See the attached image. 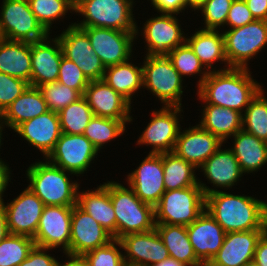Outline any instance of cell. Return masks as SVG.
Returning <instances> with one entry per match:
<instances>
[{"instance_id":"6da1fadb","label":"cell","mask_w":267,"mask_h":266,"mask_svg":"<svg viewBox=\"0 0 267 266\" xmlns=\"http://www.w3.org/2000/svg\"><path fill=\"white\" fill-rule=\"evenodd\" d=\"M205 195V210L226 233L267 230V202L252 196L211 189L198 180Z\"/></svg>"},{"instance_id":"7a4b0ae2","label":"cell","mask_w":267,"mask_h":266,"mask_svg":"<svg viewBox=\"0 0 267 266\" xmlns=\"http://www.w3.org/2000/svg\"><path fill=\"white\" fill-rule=\"evenodd\" d=\"M212 69L198 87L199 100L243 114L262 86L252 78L249 68Z\"/></svg>"},{"instance_id":"3957f363","label":"cell","mask_w":267,"mask_h":266,"mask_svg":"<svg viewBox=\"0 0 267 266\" xmlns=\"http://www.w3.org/2000/svg\"><path fill=\"white\" fill-rule=\"evenodd\" d=\"M26 172L29 181L28 188L45 206L73 207L77 204L80 184L70 181L68 175L71 172L65 171L47 160L31 164Z\"/></svg>"},{"instance_id":"277c9868","label":"cell","mask_w":267,"mask_h":266,"mask_svg":"<svg viewBox=\"0 0 267 266\" xmlns=\"http://www.w3.org/2000/svg\"><path fill=\"white\" fill-rule=\"evenodd\" d=\"M110 199L116 215V239L155 228L154 207L141 201L130 186L110 181Z\"/></svg>"},{"instance_id":"5b68a950","label":"cell","mask_w":267,"mask_h":266,"mask_svg":"<svg viewBox=\"0 0 267 266\" xmlns=\"http://www.w3.org/2000/svg\"><path fill=\"white\" fill-rule=\"evenodd\" d=\"M134 0H79L74 13L83 17L76 27H102L139 32L133 13Z\"/></svg>"},{"instance_id":"8992f818","label":"cell","mask_w":267,"mask_h":266,"mask_svg":"<svg viewBox=\"0 0 267 266\" xmlns=\"http://www.w3.org/2000/svg\"><path fill=\"white\" fill-rule=\"evenodd\" d=\"M205 210V195L200 186L165 191L154 207L155 224H192Z\"/></svg>"},{"instance_id":"52a82bcc","label":"cell","mask_w":267,"mask_h":266,"mask_svg":"<svg viewBox=\"0 0 267 266\" xmlns=\"http://www.w3.org/2000/svg\"><path fill=\"white\" fill-rule=\"evenodd\" d=\"M143 87L159 98L163 106L182 105L183 78L168 56L144 57Z\"/></svg>"},{"instance_id":"ba28073f","label":"cell","mask_w":267,"mask_h":266,"mask_svg":"<svg viewBox=\"0 0 267 266\" xmlns=\"http://www.w3.org/2000/svg\"><path fill=\"white\" fill-rule=\"evenodd\" d=\"M0 12V38L35 42L50 35L31 11L28 0H3Z\"/></svg>"},{"instance_id":"9c48e42d","label":"cell","mask_w":267,"mask_h":266,"mask_svg":"<svg viewBox=\"0 0 267 266\" xmlns=\"http://www.w3.org/2000/svg\"><path fill=\"white\" fill-rule=\"evenodd\" d=\"M225 56L230 67L248 68V61L267 45V21L254 20L223 32Z\"/></svg>"},{"instance_id":"30bf717a","label":"cell","mask_w":267,"mask_h":266,"mask_svg":"<svg viewBox=\"0 0 267 266\" xmlns=\"http://www.w3.org/2000/svg\"><path fill=\"white\" fill-rule=\"evenodd\" d=\"M98 149L83 134L62 133L54 149L45 158L49 163L79 176L89 168Z\"/></svg>"},{"instance_id":"8fae6325","label":"cell","mask_w":267,"mask_h":266,"mask_svg":"<svg viewBox=\"0 0 267 266\" xmlns=\"http://www.w3.org/2000/svg\"><path fill=\"white\" fill-rule=\"evenodd\" d=\"M181 111L182 106H163L159 111H153L150 123L139 136L137 145L153 146L149 152L153 154L173 152L181 129Z\"/></svg>"},{"instance_id":"7c38bea8","label":"cell","mask_w":267,"mask_h":266,"mask_svg":"<svg viewBox=\"0 0 267 266\" xmlns=\"http://www.w3.org/2000/svg\"><path fill=\"white\" fill-rule=\"evenodd\" d=\"M63 56L73 61L89 81L103 79L106 67L93 51L88 35L73 23L57 37Z\"/></svg>"},{"instance_id":"4fadbf2b","label":"cell","mask_w":267,"mask_h":266,"mask_svg":"<svg viewBox=\"0 0 267 266\" xmlns=\"http://www.w3.org/2000/svg\"><path fill=\"white\" fill-rule=\"evenodd\" d=\"M78 28L88 35L93 51L105 67L123 63L132 58L136 31H119L102 27Z\"/></svg>"},{"instance_id":"5bb4252c","label":"cell","mask_w":267,"mask_h":266,"mask_svg":"<svg viewBox=\"0 0 267 266\" xmlns=\"http://www.w3.org/2000/svg\"><path fill=\"white\" fill-rule=\"evenodd\" d=\"M127 184L144 203L155 207L165 193L163 153H149L139 167L127 175Z\"/></svg>"},{"instance_id":"9a60e30c","label":"cell","mask_w":267,"mask_h":266,"mask_svg":"<svg viewBox=\"0 0 267 266\" xmlns=\"http://www.w3.org/2000/svg\"><path fill=\"white\" fill-rule=\"evenodd\" d=\"M174 15L176 14L161 13L144 23L141 33L147 43L146 55L168 56L170 51L186 42L179 20Z\"/></svg>"},{"instance_id":"2e32d148","label":"cell","mask_w":267,"mask_h":266,"mask_svg":"<svg viewBox=\"0 0 267 266\" xmlns=\"http://www.w3.org/2000/svg\"><path fill=\"white\" fill-rule=\"evenodd\" d=\"M72 211L69 206H45L33 238L35 245L51 249L62 246L65 253L70 247Z\"/></svg>"},{"instance_id":"e0dca14e","label":"cell","mask_w":267,"mask_h":266,"mask_svg":"<svg viewBox=\"0 0 267 266\" xmlns=\"http://www.w3.org/2000/svg\"><path fill=\"white\" fill-rule=\"evenodd\" d=\"M3 206L9 234L34 238L44 203L27 187L10 203H3Z\"/></svg>"},{"instance_id":"ac0fdd59","label":"cell","mask_w":267,"mask_h":266,"mask_svg":"<svg viewBox=\"0 0 267 266\" xmlns=\"http://www.w3.org/2000/svg\"><path fill=\"white\" fill-rule=\"evenodd\" d=\"M119 241L124 250L126 266H153L170 258L169 252L155 228L148 232L127 234Z\"/></svg>"},{"instance_id":"d6986e66","label":"cell","mask_w":267,"mask_h":266,"mask_svg":"<svg viewBox=\"0 0 267 266\" xmlns=\"http://www.w3.org/2000/svg\"><path fill=\"white\" fill-rule=\"evenodd\" d=\"M113 236L77 204L71 216L70 247L65 253L84 255L112 241Z\"/></svg>"},{"instance_id":"ffe728a7","label":"cell","mask_w":267,"mask_h":266,"mask_svg":"<svg viewBox=\"0 0 267 266\" xmlns=\"http://www.w3.org/2000/svg\"><path fill=\"white\" fill-rule=\"evenodd\" d=\"M83 96L94 116L133 121L130 115L132 103L111 88L105 80L90 81Z\"/></svg>"},{"instance_id":"44dd1931","label":"cell","mask_w":267,"mask_h":266,"mask_svg":"<svg viewBox=\"0 0 267 266\" xmlns=\"http://www.w3.org/2000/svg\"><path fill=\"white\" fill-rule=\"evenodd\" d=\"M223 143L198 124L183 132L179 131L173 152L200 170L199 167L222 147Z\"/></svg>"},{"instance_id":"7402d4cb","label":"cell","mask_w":267,"mask_h":266,"mask_svg":"<svg viewBox=\"0 0 267 266\" xmlns=\"http://www.w3.org/2000/svg\"><path fill=\"white\" fill-rule=\"evenodd\" d=\"M62 56L63 52L57 37L51 39L48 35L43 40L32 42L30 85L39 87L56 82Z\"/></svg>"},{"instance_id":"603a6c76","label":"cell","mask_w":267,"mask_h":266,"mask_svg":"<svg viewBox=\"0 0 267 266\" xmlns=\"http://www.w3.org/2000/svg\"><path fill=\"white\" fill-rule=\"evenodd\" d=\"M186 228L196 257L209 262L222 247L226 232L206 210Z\"/></svg>"},{"instance_id":"cb8c5ba5","label":"cell","mask_w":267,"mask_h":266,"mask_svg":"<svg viewBox=\"0 0 267 266\" xmlns=\"http://www.w3.org/2000/svg\"><path fill=\"white\" fill-rule=\"evenodd\" d=\"M14 131L41 151L44 158L54 149L62 134L58 113L50 110L21 123Z\"/></svg>"},{"instance_id":"d4e9b609","label":"cell","mask_w":267,"mask_h":266,"mask_svg":"<svg viewBox=\"0 0 267 266\" xmlns=\"http://www.w3.org/2000/svg\"><path fill=\"white\" fill-rule=\"evenodd\" d=\"M265 231L226 233L222 247L209 262L215 266H243L254 259L256 244Z\"/></svg>"},{"instance_id":"484cf974","label":"cell","mask_w":267,"mask_h":266,"mask_svg":"<svg viewBox=\"0 0 267 266\" xmlns=\"http://www.w3.org/2000/svg\"><path fill=\"white\" fill-rule=\"evenodd\" d=\"M77 205L116 239V215L110 199V181L77 193Z\"/></svg>"},{"instance_id":"4316f807","label":"cell","mask_w":267,"mask_h":266,"mask_svg":"<svg viewBox=\"0 0 267 266\" xmlns=\"http://www.w3.org/2000/svg\"><path fill=\"white\" fill-rule=\"evenodd\" d=\"M199 168L216 188L225 187L228 190L243 176L240 164L230 148L221 150L220 147Z\"/></svg>"},{"instance_id":"83f0119b","label":"cell","mask_w":267,"mask_h":266,"mask_svg":"<svg viewBox=\"0 0 267 266\" xmlns=\"http://www.w3.org/2000/svg\"><path fill=\"white\" fill-rule=\"evenodd\" d=\"M0 72L20 78L30 85L31 43L0 38Z\"/></svg>"},{"instance_id":"f1b7e54d","label":"cell","mask_w":267,"mask_h":266,"mask_svg":"<svg viewBox=\"0 0 267 266\" xmlns=\"http://www.w3.org/2000/svg\"><path fill=\"white\" fill-rule=\"evenodd\" d=\"M46 101L38 87L29 85L3 112V127L14 130L21 123L45 114Z\"/></svg>"},{"instance_id":"f546056e","label":"cell","mask_w":267,"mask_h":266,"mask_svg":"<svg viewBox=\"0 0 267 266\" xmlns=\"http://www.w3.org/2000/svg\"><path fill=\"white\" fill-rule=\"evenodd\" d=\"M230 149L240 164L243 173H254L267 163V142L245 130H239Z\"/></svg>"},{"instance_id":"4dcf8cb0","label":"cell","mask_w":267,"mask_h":266,"mask_svg":"<svg viewBox=\"0 0 267 266\" xmlns=\"http://www.w3.org/2000/svg\"><path fill=\"white\" fill-rule=\"evenodd\" d=\"M186 42L208 71L211 72L213 63L219 61L224 62L226 68H231L225 56L224 35L218 29L202 28L195 31L191 37H187Z\"/></svg>"},{"instance_id":"1f68e13d","label":"cell","mask_w":267,"mask_h":266,"mask_svg":"<svg viewBox=\"0 0 267 266\" xmlns=\"http://www.w3.org/2000/svg\"><path fill=\"white\" fill-rule=\"evenodd\" d=\"M200 126L217 136L222 142L242 129V113L213 104L203 106Z\"/></svg>"},{"instance_id":"d6a6232c","label":"cell","mask_w":267,"mask_h":266,"mask_svg":"<svg viewBox=\"0 0 267 266\" xmlns=\"http://www.w3.org/2000/svg\"><path fill=\"white\" fill-rule=\"evenodd\" d=\"M155 229L160 235L170 258L188 266H200L202 262L196 257L191 245L186 226L155 224Z\"/></svg>"},{"instance_id":"836d02e7","label":"cell","mask_w":267,"mask_h":266,"mask_svg":"<svg viewBox=\"0 0 267 266\" xmlns=\"http://www.w3.org/2000/svg\"><path fill=\"white\" fill-rule=\"evenodd\" d=\"M129 61L106 67L103 80L131 103L134 93L143 88V67Z\"/></svg>"},{"instance_id":"e575fe53","label":"cell","mask_w":267,"mask_h":266,"mask_svg":"<svg viewBox=\"0 0 267 266\" xmlns=\"http://www.w3.org/2000/svg\"><path fill=\"white\" fill-rule=\"evenodd\" d=\"M197 168L174 152L163 153L164 187L166 191L199 186ZM196 175V176H195Z\"/></svg>"},{"instance_id":"d590c367","label":"cell","mask_w":267,"mask_h":266,"mask_svg":"<svg viewBox=\"0 0 267 266\" xmlns=\"http://www.w3.org/2000/svg\"><path fill=\"white\" fill-rule=\"evenodd\" d=\"M131 121L93 116L86 126L83 135L100 151L104 144L123 135L126 130V124Z\"/></svg>"},{"instance_id":"8d00e7d4","label":"cell","mask_w":267,"mask_h":266,"mask_svg":"<svg viewBox=\"0 0 267 266\" xmlns=\"http://www.w3.org/2000/svg\"><path fill=\"white\" fill-rule=\"evenodd\" d=\"M264 89L250 101L242 114V129L267 142V98Z\"/></svg>"},{"instance_id":"74e56055","label":"cell","mask_w":267,"mask_h":266,"mask_svg":"<svg viewBox=\"0 0 267 266\" xmlns=\"http://www.w3.org/2000/svg\"><path fill=\"white\" fill-rule=\"evenodd\" d=\"M58 116L62 133L83 134L94 114L82 95L78 100L60 110Z\"/></svg>"},{"instance_id":"f35d334b","label":"cell","mask_w":267,"mask_h":266,"mask_svg":"<svg viewBox=\"0 0 267 266\" xmlns=\"http://www.w3.org/2000/svg\"><path fill=\"white\" fill-rule=\"evenodd\" d=\"M31 11L38 22L50 34L51 25L56 20L64 19L68 10L74 12V6L70 0H28Z\"/></svg>"},{"instance_id":"ab89813d","label":"cell","mask_w":267,"mask_h":266,"mask_svg":"<svg viewBox=\"0 0 267 266\" xmlns=\"http://www.w3.org/2000/svg\"><path fill=\"white\" fill-rule=\"evenodd\" d=\"M35 246L33 238L9 234L0 243V266H19Z\"/></svg>"},{"instance_id":"60d3db41","label":"cell","mask_w":267,"mask_h":266,"mask_svg":"<svg viewBox=\"0 0 267 266\" xmlns=\"http://www.w3.org/2000/svg\"><path fill=\"white\" fill-rule=\"evenodd\" d=\"M168 57L182 78H184L183 76L202 74L199 78L197 87H199L209 75L210 71L204 68L203 64L187 42L170 51ZM202 68L205 70H202Z\"/></svg>"},{"instance_id":"b9f144b4","label":"cell","mask_w":267,"mask_h":266,"mask_svg":"<svg viewBox=\"0 0 267 266\" xmlns=\"http://www.w3.org/2000/svg\"><path fill=\"white\" fill-rule=\"evenodd\" d=\"M38 88L46 101L48 110L57 113L82 96L77 90L58 81L43 84Z\"/></svg>"},{"instance_id":"7bdbcfd3","label":"cell","mask_w":267,"mask_h":266,"mask_svg":"<svg viewBox=\"0 0 267 266\" xmlns=\"http://www.w3.org/2000/svg\"><path fill=\"white\" fill-rule=\"evenodd\" d=\"M120 249H123L121 242L113 239L108 244L89 251L83 256L89 266H126Z\"/></svg>"},{"instance_id":"ee69618b","label":"cell","mask_w":267,"mask_h":266,"mask_svg":"<svg viewBox=\"0 0 267 266\" xmlns=\"http://www.w3.org/2000/svg\"><path fill=\"white\" fill-rule=\"evenodd\" d=\"M234 0H207L199 9L202 11L205 27L203 29L217 30L226 25L227 15Z\"/></svg>"},{"instance_id":"f6af8a7d","label":"cell","mask_w":267,"mask_h":266,"mask_svg":"<svg viewBox=\"0 0 267 266\" xmlns=\"http://www.w3.org/2000/svg\"><path fill=\"white\" fill-rule=\"evenodd\" d=\"M57 81L77 90L81 95L90 82L78 65L64 56L61 59Z\"/></svg>"},{"instance_id":"bcb514c9","label":"cell","mask_w":267,"mask_h":266,"mask_svg":"<svg viewBox=\"0 0 267 266\" xmlns=\"http://www.w3.org/2000/svg\"><path fill=\"white\" fill-rule=\"evenodd\" d=\"M29 86V83L0 72V110H4L19 97Z\"/></svg>"},{"instance_id":"7dc6e473","label":"cell","mask_w":267,"mask_h":266,"mask_svg":"<svg viewBox=\"0 0 267 266\" xmlns=\"http://www.w3.org/2000/svg\"><path fill=\"white\" fill-rule=\"evenodd\" d=\"M256 20L244 0H234L227 15L226 25L229 29L242 27Z\"/></svg>"},{"instance_id":"c3c4849f","label":"cell","mask_w":267,"mask_h":266,"mask_svg":"<svg viewBox=\"0 0 267 266\" xmlns=\"http://www.w3.org/2000/svg\"><path fill=\"white\" fill-rule=\"evenodd\" d=\"M47 250H51V248L35 245L28 257L22 261L19 266H56L58 260L50 256Z\"/></svg>"},{"instance_id":"681fc988","label":"cell","mask_w":267,"mask_h":266,"mask_svg":"<svg viewBox=\"0 0 267 266\" xmlns=\"http://www.w3.org/2000/svg\"><path fill=\"white\" fill-rule=\"evenodd\" d=\"M154 9L160 13L178 15L187 9V0H150Z\"/></svg>"},{"instance_id":"f907efd6","label":"cell","mask_w":267,"mask_h":266,"mask_svg":"<svg viewBox=\"0 0 267 266\" xmlns=\"http://www.w3.org/2000/svg\"><path fill=\"white\" fill-rule=\"evenodd\" d=\"M258 266H267V230L259 238L253 259Z\"/></svg>"},{"instance_id":"816d5d0a","label":"cell","mask_w":267,"mask_h":266,"mask_svg":"<svg viewBox=\"0 0 267 266\" xmlns=\"http://www.w3.org/2000/svg\"><path fill=\"white\" fill-rule=\"evenodd\" d=\"M257 20L267 21V0H244Z\"/></svg>"},{"instance_id":"f5cc1de1","label":"cell","mask_w":267,"mask_h":266,"mask_svg":"<svg viewBox=\"0 0 267 266\" xmlns=\"http://www.w3.org/2000/svg\"><path fill=\"white\" fill-rule=\"evenodd\" d=\"M10 168L8 167V164H6L1 158H0V205L4 203L3 200V192L6 190V187L8 186V183L11 182V175H10Z\"/></svg>"},{"instance_id":"db71d44e","label":"cell","mask_w":267,"mask_h":266,"mask_svg":"<svg viewBox=\"0 0 267 266\" xmlns=\"http://www.w3.org/2000/svg\"><path fill=\"white\" fill-rule=\"evenodd\" d=\"M66 257H69L67 262L60 263L57 261L56 266H89L86 258L83 255H73L69 253H65Z\"/></svg>"},{"instance_id":"11a10c76","label":"cell","mask_w":267,"mask_h":266,"mask_svg":"<svg viewBox=\"0 0 267 266\" xmlns=\"http://www.w3.org/2000/svg\"><path fill=\"white\" fill-rule=\"evenodd\" d=\"M9 235L7 217L3 204L0 205V243Z\"/></svg>"},{"instance_id":"9f6ffc18","label":"cell","mask_w":267,"mask_h":266,"mask_svg":"<svg viewBox=\"0 0 267 266\" xmlns=\"http://www.w3.org/2000/svg\"><path fill=\"white\" fill-rule=\"evenodd\" d=\"M153 266H188L182 262H179L173 258H168L159 263L154 264Z\"/></svg>"},{"instance_id":"6f0895ef","label":"cell","mask_w":267,"mask_h":266,"mask_svg":"<svg viewBox=\"0 0 267 266\" xmlns=\"http://www.w3.org/2000/svg\"><path fill=\"white\" fill-rule=\"evenodd\" d=\"M207 0H187V6L192 10L196 11L205 4Z\"/></svg>"},{"instance_id":"680465c9","label":"cell","mask_w":267,"mask_h":266,"mask_svg":"<svg viewBox=\"0 0 267 266\" xmlns=\"http://www.w3.org/2000/svg\"><path fill=\"white\" fill-rule=\"evenodd\" d=\"M243 266H258V264L254 260H251V261H248Z\"/></svg>"},{"instance_id":"91938a15","label":"cell","mask_w":267,"mask_h":266,"mask_svg":"<svg viewBox=\"0 0 267 266\" xmlns=\"http://www.w3.org/2000/svg\"><path fill=\"white\" fill-rule=\"evenodd\" d=\"M3 128H4L3 125H0V147H1V145H2V144H1L2 140H1V139H2V130H3ZM0 149H1V148H0Z\"/></svg>"},{"instance_id":"94428289","label":"cell","mask_w":267,"mask_h":266,"mask_svg":"<svg viewBox=\"0 0 267 266\" xmlns=\"http://www.w3.org/2000/svg\"><path fill=\"white\" fill-rule=\"evenodd\" d=\"M200 266H215L210 262H202V264Z\"/></svg>"},{"instance_id":"6125c7cd","label":"cell","mask_w":267,"mask_h":266,"mask_svg":"<svg viewBox=\"0 0 267 266\" xmlns=\"http://www.w3.org/2000/svg\"><path fill=\"white\" fill-rule=\"evenodd\" d=\"M0 125H3V113L0 110Z\"/></svg>"},{"instance_id":"be15d7a7","label":"cell","mask_w":267,"mask_h":266,"mask_svg":"<svg viewBox=\"0 0 267 266\" xmlns=\"http://www.w3.org/2000/svg\"><path fill=\"white\" fill-rule=\"evenodd\" d=\"M73 4H76L79 0H70Z\"/></svg>"}]
</instances>
